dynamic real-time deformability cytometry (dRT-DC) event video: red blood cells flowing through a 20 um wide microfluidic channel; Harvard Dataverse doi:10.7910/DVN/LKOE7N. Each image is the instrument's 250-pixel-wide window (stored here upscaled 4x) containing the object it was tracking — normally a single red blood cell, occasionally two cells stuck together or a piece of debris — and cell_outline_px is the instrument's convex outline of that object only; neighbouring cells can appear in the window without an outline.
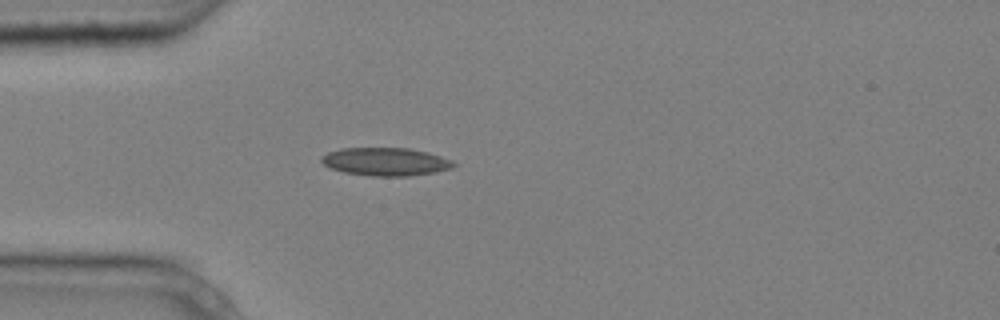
{"species": "common noctule bat (a hibernating species)", "species_latin": "Nyctalus noctula", "temperature_condition": "cold", "stored_images_in_passage": 4, "camera_frame_rate_fps": 3000, "um_per_image_px": 0.085, "animal": {"sex": "male", "body_mass_g": 20.4}, "frame": {"image": 1, "passage_image": 4, "time_ms": 1.0, "image_size_px": [1000, 320], "cell_outline_px": [[456, 164], [452, 168], [436, 172], [408, 176], [372, 176], [344, 172], [332, 168], [324, 164], [320, 160], [320, 156], [328, 152], [340, 148], [408, 148], [428, 152], [452, 160]], "centroid_in_image_um": [32.78, 13.74], "position_along_channel_um": 52.2, "area_um2": 21.62}}